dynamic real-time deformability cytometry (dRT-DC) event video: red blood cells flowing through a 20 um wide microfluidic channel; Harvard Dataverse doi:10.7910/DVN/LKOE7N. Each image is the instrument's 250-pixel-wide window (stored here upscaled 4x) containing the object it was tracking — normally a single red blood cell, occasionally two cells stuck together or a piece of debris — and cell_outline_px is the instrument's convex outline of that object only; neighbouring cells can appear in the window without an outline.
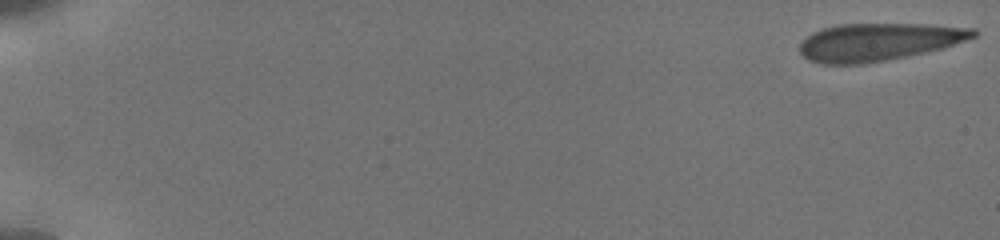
{"species": "human", "species_latin": "Homo sapiens", "temperature_condition": "cold", "stored_images_in_passage": 16, "camera_frame_rate_fps": 3000, "um_per_image_px": 0.085, "donor": {"sex": "male"}, "frame": {"image": 1, "passage_image": 1, "time_ms": 0.0, "image_size_px": [1000, 240], "cell_outline_px": [[980, 32], [976, 36], [944, 48], [908, 56], [864, 64], [820, 64], [808, 60], [800, 52], [800, 44], [812, 32], [836, 24], [928, 24], [976, 28]], "centroid_in_image_um": [74.71, 3.56], "position_along_channel_um": 10.3, "area_um2": 38.26}}
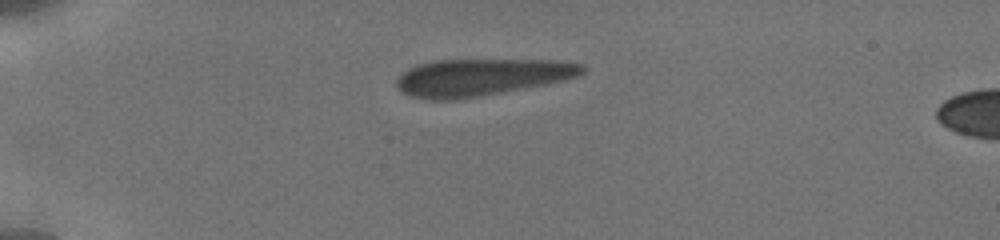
{"frame": {"image": 2, "passage_image": 13, "time_ms": 4.667, "image_size_px": [1000, 240], "cell_outline_px": [[584, 72], [580, 76], [564, 80], [504, 92], [456, 100], [432, 100], [408, 96], [400, 92], [396, 88], [396, 80], [408, 68], [416, 64], [432, 60], [556, 60], [584, 64]], "centroid_in_image_um": [40.87, 6.56], "position_along_channel_um": 44.1, "area_um2": 40.4}}
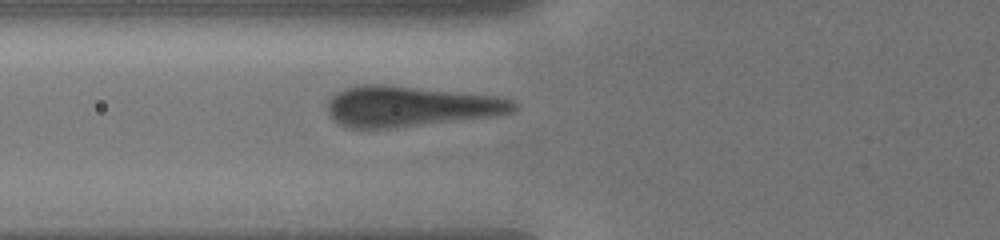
{"frame": {"image": 3, "passage_image": 16, "time_ms": 7.0, "image_size_px": [1000, 240], "cell_outline_px": [[520, 108], [512, 112], [496, 116], [392, 128], [348, 128], [332, 120], [328, 112], [328, 100], [336, 92], [344, 88], [364, 84], [380, 84], [504, 96], [516, 100], [520, 104]], "centroid_in_image_um": [34.96, 9.03], "position_along_channel_um": 90.8, "area_um2": 44.62}}